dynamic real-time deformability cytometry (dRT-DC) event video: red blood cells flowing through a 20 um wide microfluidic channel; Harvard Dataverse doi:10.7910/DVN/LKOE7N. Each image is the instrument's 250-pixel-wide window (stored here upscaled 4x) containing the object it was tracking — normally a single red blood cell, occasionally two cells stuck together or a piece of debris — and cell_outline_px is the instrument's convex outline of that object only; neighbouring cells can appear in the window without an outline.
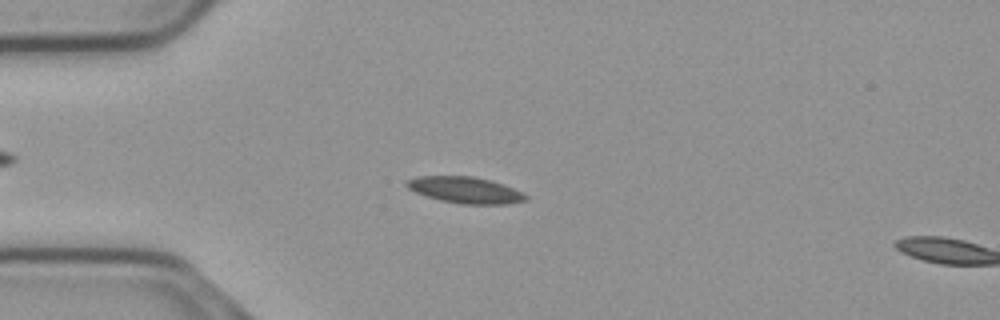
{"species": "common noctule bat (a hibernating species)", "species_latin": "Nyctalus noctula", "temperature_condition": "cold", "stored_images_in_passage": 46, "camera_frame_rate_fps": 3000, "um_per_image_px": 0.085, "animal": {"sex": "male", "body_mass_g": 23.1, "forearm_length_mm": 52.7}, "frame": {"image": 1, "passage_image": 5, "time_ms": 1.333, "image_size_px": [1000, 320], "cell_outline_px": [[528, 200], [508, 204], [460, 204], [440, 200], [416, 192], [408, 188], [404, 184], [404, 180], [416, 176], [472, 176], [492, 180], [512, 188], [528, 196]], "centroid_in_image_um": [39.52, 16.14], "position_along_channel_um": 45.5, "area_um2": 18.32}}
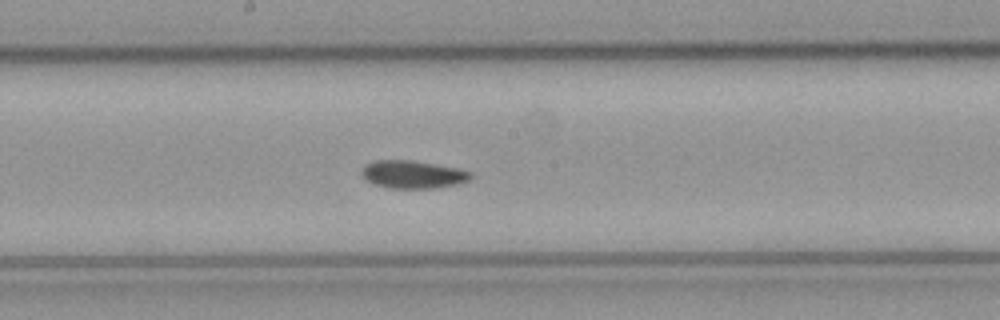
{"frame": {"image": 2, "passage_image": 20, "time_ms": 6.333, "image_size_px": [1000, 320], "cell_outline_px": [[476, 176], [468, 180], [456, 184], [436, 188], [392, 188], [372, 184], [360, 172], [364, 164], [372, 160], [412, 160], [436, 164], [456, 168], [472, 172]], "centroid_in_image_um": [35.09, 14.82], "position_along_channel_um": 213.1, "area_um2": 17.8}}
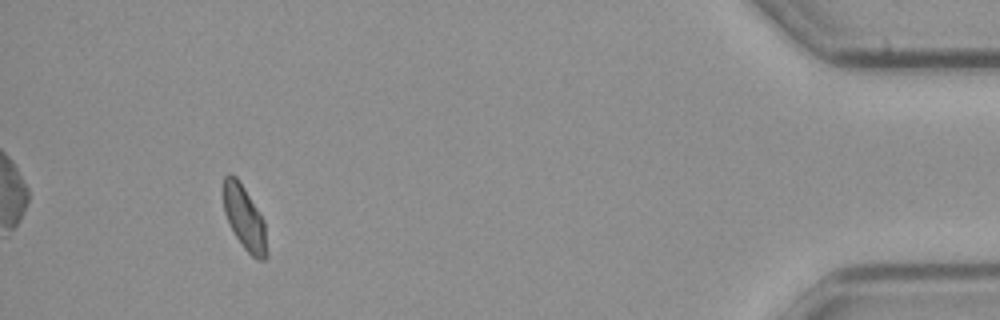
{"frame": {"image": 3, "passage_image": 42, "time_ms": 13.667, "image_size_px": [1000, 320], "cell_outline_px": [[268, 256], [264, 260], [260, 260], [252, 256], [244, 248], [236, 236], [224, 212], [224, 176], [228, 172], [232, 172], [236, 176], [244, 188], [264, 220], [268, 252]], "centroid_in_image_um": [20.8, 18.52], "position_along_channel_um": 414.4, "area_um2": 16.01}, "authors_computed_cell_mechanics": {"area_um2": 17.3978, "velocity_mm_per_s": 3.7001, "shape_relaxation_time_tau1_ms": 8.5467, "shape_relaxation_time_tau2_ms": 7.9448, "deformation_change_tau1": 0.1285, "deformation_change_tau2": 0.116}}